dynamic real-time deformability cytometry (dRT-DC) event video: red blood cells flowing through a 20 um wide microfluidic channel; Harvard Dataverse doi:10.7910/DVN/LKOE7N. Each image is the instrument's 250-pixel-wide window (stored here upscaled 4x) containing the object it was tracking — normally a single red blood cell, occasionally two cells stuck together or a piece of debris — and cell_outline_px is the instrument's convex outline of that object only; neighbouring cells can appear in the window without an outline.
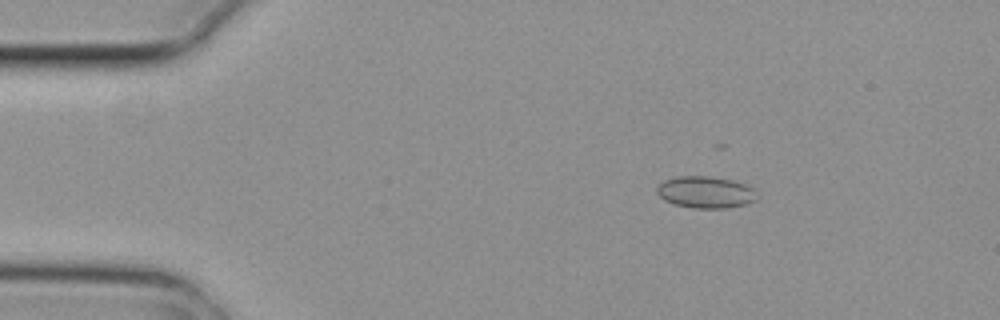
{"species": "common noctule bat (a hibernating species)", "species_latin": "Nyctalus noctula", "temperature_condition": "cold", "stored_images_in_passage": 5, "segment_of_instrument_passage": [1, 2], "camera_frame_rate_fps": 3000, "um_per_image_px": 0.085, "animal": {"sex": "female", "body_mass_g": 29.2, "forearm_length_mm": 56.3}, "frame": {"image": 1, "passage_image": 2, "time_ms": 0.333, "image_size_px": [1000, 320], "cell_outline_px": [[756, 200], [748, 204], [724, 208], [692, 208], [676, 204], [664, 200], [656, 192], [656, 188], [664, 180], [676, 176], [712, 176], [732, 180], [744, 184], [752, 188]], "centroid_in_image_um": [59.94, 16.33], "position_along_channel_um": 25.1, "area_um2": 18.44}}